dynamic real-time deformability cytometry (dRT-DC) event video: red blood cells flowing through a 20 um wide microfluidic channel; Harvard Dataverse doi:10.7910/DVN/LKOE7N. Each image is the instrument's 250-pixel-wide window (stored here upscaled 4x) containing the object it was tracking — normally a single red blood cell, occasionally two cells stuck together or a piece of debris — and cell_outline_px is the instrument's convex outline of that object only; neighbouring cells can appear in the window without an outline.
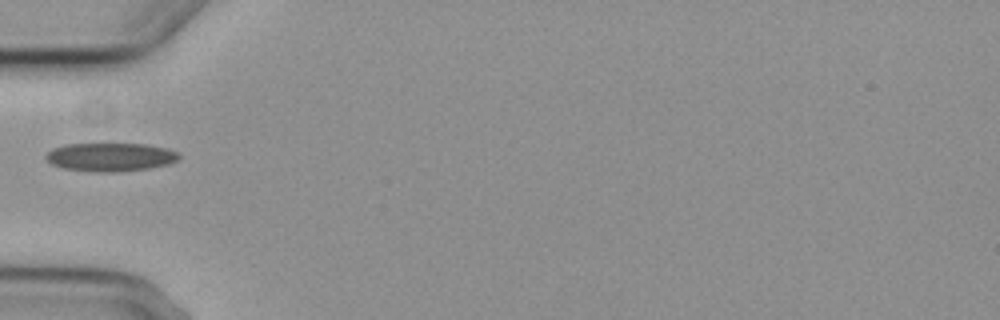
{"species": "common noctule bat (a hibernating species)", "species_latin": "Nyctalus noctula", "temperature_condition": "cold", "stored_images_in_passage": 1, "camera_frame_rate_fps": 3000, "um_per_image_px": 0.085, "animal": {"sex": "female", "body_mass_g": 29.2, "forearm_length_mm": 56.3}, "frame": {"image": 1, "passage_image": 1, "time_ms": 0.0, "image_size_px": [1000, 320], "cell_outline_px": [[180, 156], [176, 160], [168, 164], [148, 168], [116, 172], [96, 172], [64, 168], [52, 164], [44, 156], [52, 148], [64, 144], [148, 144], [168, 148], [176, 152]], "centroid_in_image_um": [9.37, 13.34], "position_along_channel_um": 75.6, "area_um2": 21.96}}